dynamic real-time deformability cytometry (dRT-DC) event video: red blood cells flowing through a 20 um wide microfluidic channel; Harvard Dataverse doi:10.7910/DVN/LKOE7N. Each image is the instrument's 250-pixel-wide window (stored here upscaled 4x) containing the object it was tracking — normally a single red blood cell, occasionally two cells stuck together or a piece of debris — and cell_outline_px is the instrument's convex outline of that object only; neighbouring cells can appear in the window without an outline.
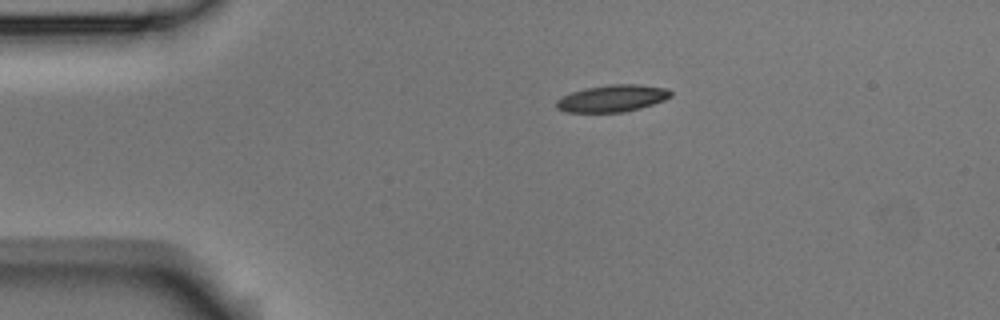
{"species": "Egyptian fruit bat (a non-hibernating species)", "species_latin": "Rousettus aegyptiacus", "temperature_condition": "room temperature", "stored_images_in_passage": 3, "camera_frame_rate_fps": 3000, "um_per_image_px": 0.085, "animal": {"sex": "male"}, "frame": {"image": 1, "passage_image": 1, "time_ms": 0.0, "image_size_px": [1000, 320], "cell_outline_px": [[672, 96], [664, 100], [640, 108], [624, 112], [564, 112], [556, 108], [556, 100], [560, 96], [584, 88], [612, 84], [640, 84], [668, 88], [672, 92]], "centroid_in_image_um": [52.03, 8.35], "position_along_channel_um": 33.0, "area_um2": 18.15}}
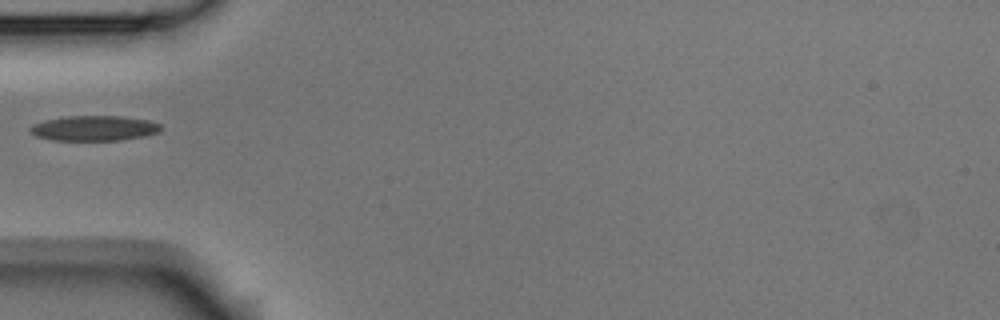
{"frame": {"image": 2, "passage_image": 3, "time_ms": 0.667, "image_size_px": [1000, 320], "cell_outline_px": [[160, 132], [144, 136], [120, 140], [52, 140], [36, 136], [28, 128], [32, 124], [44, 120], [64, 116], [120, 116], [148, 120], [160, 124]], "centroid_in_image_um": [7.98, 10.89], "position_along_channel_um": 77.0, "area_um2": 19.13}}